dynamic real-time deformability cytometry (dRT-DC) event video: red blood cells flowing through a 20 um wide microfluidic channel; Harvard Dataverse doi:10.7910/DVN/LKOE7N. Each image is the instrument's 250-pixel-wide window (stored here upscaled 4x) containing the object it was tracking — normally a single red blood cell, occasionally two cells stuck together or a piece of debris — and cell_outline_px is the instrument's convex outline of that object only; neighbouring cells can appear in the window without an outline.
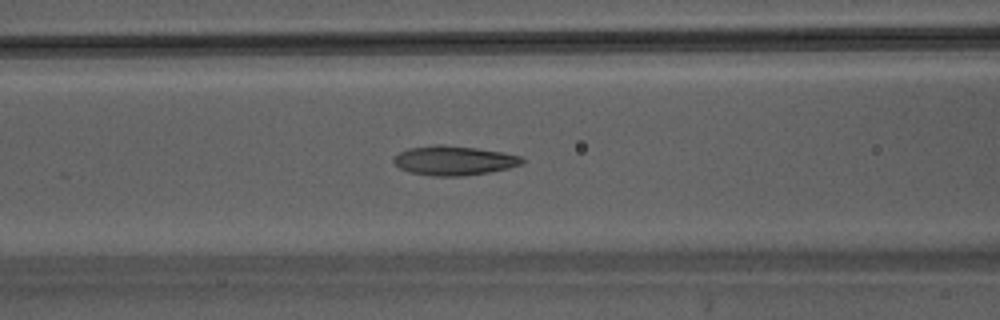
{"species": "Egyptian fruit bat (a non-hibernating species)", "species_latin": "Rousettus aegyptiacus", "temperature_condition": "warm", "stored_images_in_passage": 37, "camera_frame_rate_fps": 3000, "um_per_image_px": 0.085, "animal": {"sex": "male"}, "frame": {"image": 1, "passage_image": 11, "time_ms": 3.333, "image_size_px": [1000, 320], "cell_outline_px": [[524, 160], [520, 164], [508, 168], [488, 172], [464, 176], [432, 176], [408, 172], [400, 168], [392, 160], [400, 152], [408, 148], [436, 144], [440, 144], [476, 148], [504, 152], [520, 156]], "centroid_in_image_um": [38.56, 13.64], "position_along_channel_um": 128.0, "area_um2": 21.91}}
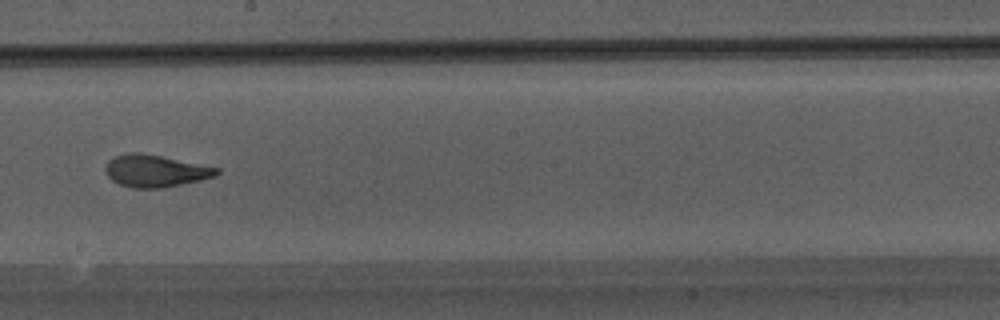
{"frame": {"image": 2, "passage_image": 18, "time_ms": 5.667, "image_size_px": [1000, 320], "cell_outline_px": [[220, 172], [216, 176], [200, 180], [164, 188], [132, 188], [120, 184], [112, 180], [108, 176], [104, 168], [108, 160], [116, 156], [128, 152], [140, 152], [220, 168]], "centroid_in_image_um": [13.2, 14.53], "position_along_channel_um": 235.0, "area_um2": 20.81}}
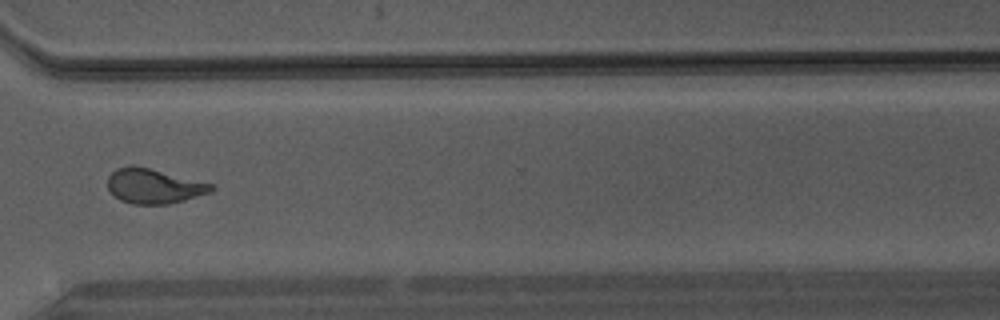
{"frame": {"image": 3, "passage_image": 26, "time_ms": 8.333, "image_size_px": [1000, 320], "cell_outline_px": [[212, 188], [208, 192], [184, 200], [168, 204], [132, 204], [120, 200], [108, 188], [108, 176], [116, 168], [148, 168], [212, 184]], "centroid_in_image_um": [13.04, 15.85], "position_along_channel_um": 357.6, "area_um2": 20.06}}